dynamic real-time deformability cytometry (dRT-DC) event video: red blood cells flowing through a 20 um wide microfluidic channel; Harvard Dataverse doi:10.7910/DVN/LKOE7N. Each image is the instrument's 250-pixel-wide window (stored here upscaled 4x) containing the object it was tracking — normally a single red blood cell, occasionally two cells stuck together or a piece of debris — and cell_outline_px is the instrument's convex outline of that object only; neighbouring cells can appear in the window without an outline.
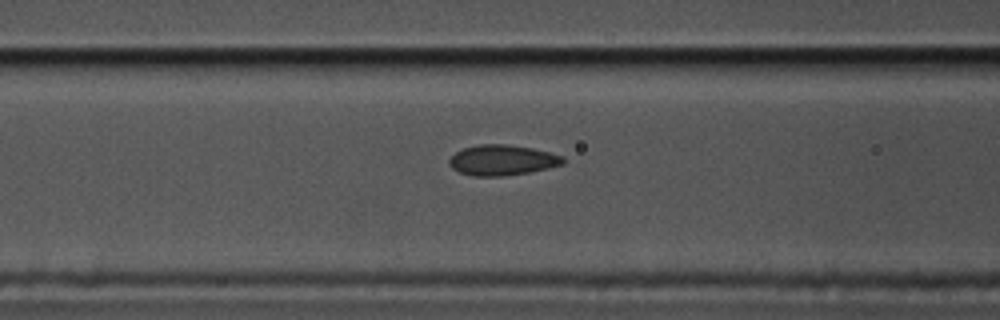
{"species": "common noctule bat (a hibernating species)", "species_latin": "Nyctalus noctula", "temperature_condition": "cold", "stored_images_in_passage": 35, "camera_frame_rate_fps": 3000, "um_per_image_px": 0.085, "animal": {"sex": "male", "body_mass_g": 17.5, "forearm_length_mm": 52.3}, "frame": {"image": 1, "passage_image": 11, "time_ms": 3.333, "image_size_px": [1000, 320], "cell_outline_px": [[564, 164], [548, 168], [528, 172], [500, 176], [472, 176], [460, 172], [452, 168], [448, 164], [448, 160], [456, 152], [464, 148], [480, 144], [504, 144], [532, 148], [564, 156]], "centroid_in_image_um": [42.68, 13.61], "position_along_channel_um": 123.9, "area_um2": 20.06}}
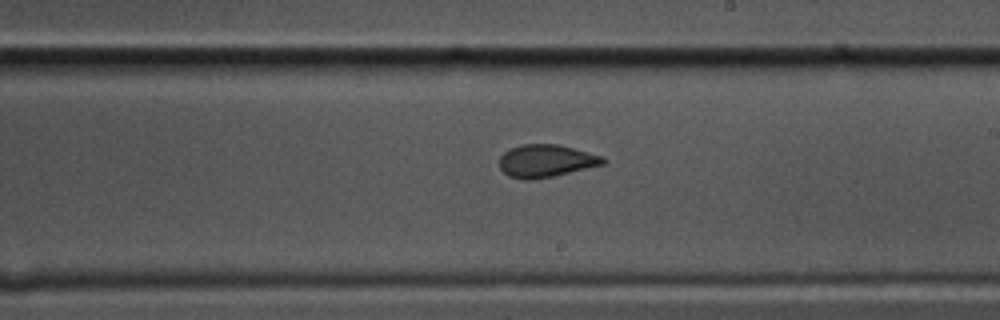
{"frame": {"image": 2, "passage_image": 21, "time_ms": 6.667, "image_size_px": [1000, 320], "cell_outline_px": [[604, 164], [552, 176], [532, 180], [524, 180], [508, 176], [500, 168], [500, 156], [504, 152], [512, 148], [524, 144], [560, 144], [604, 156]], "centroid_in_image_um": [46.4, 13.67], "position_along_channel_um": 242.6, "area_um2": 19.59}}
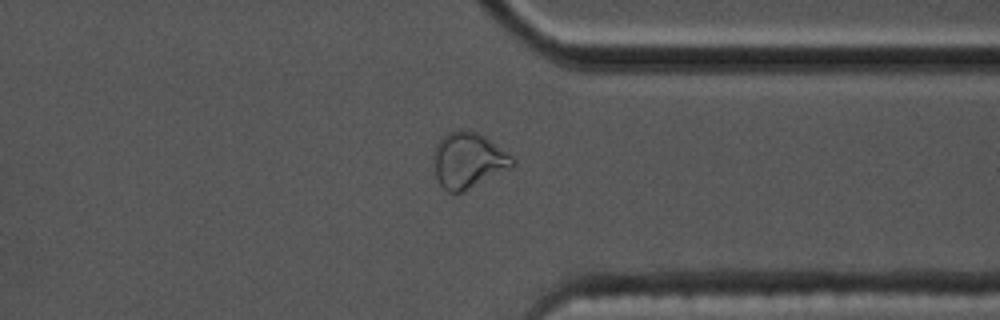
{"frame": {"image": 3, "passage_image": 32, "time_ms": 10.333, "image_size_px": [1000, 320], "cell_outline_px": [[516, 164], [512, 168], [456, 196], [448, 192], [440, 184], [436, 176], [436, 144], [448, 132], [476, 132], [484, 136], [512, 156], [516, 160]], "centroid_in_image_um": [39.86, 13.7], "position_along_channel_um": 371.5, "area_um2": 25.2}}